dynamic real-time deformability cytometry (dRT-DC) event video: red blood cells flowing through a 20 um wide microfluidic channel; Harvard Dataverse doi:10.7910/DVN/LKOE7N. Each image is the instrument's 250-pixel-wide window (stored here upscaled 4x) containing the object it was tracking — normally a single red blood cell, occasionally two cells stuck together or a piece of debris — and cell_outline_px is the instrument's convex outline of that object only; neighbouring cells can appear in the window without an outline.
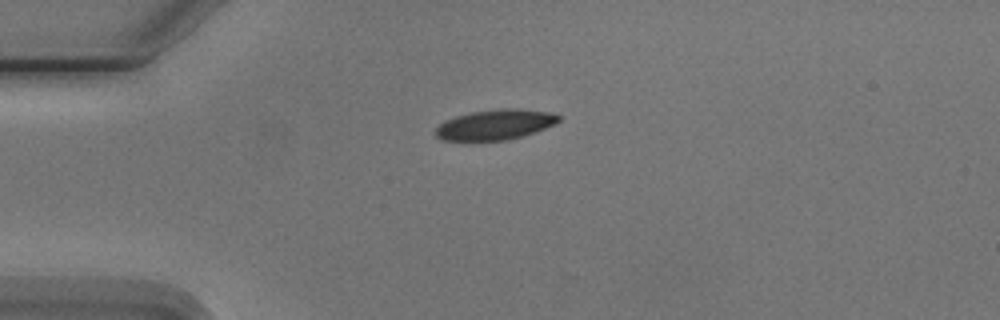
{"species": "Egyptian fruit bat (a non-hibernating species)", "species_latin": "Rousettus aegyptiacus", "temperature_condition": "cold", "stored_images_in_passage": 8, "camera_frame_rate_fps": 3000, "um_per_image_px": 0.085, "animal": {"sex": "male"}, "frame": {"image": 1, "passage_image": 1, "time_ms": 0.0, "image_size_px": [1000, 320], "cell_outline_px": [[560, 120], [556, 124], [508, 140], [440, 140], [436, 136], [436, 128], [444, 120], [456, 116], [472, 112], [500, 108], [520, 108], [552, 112], [560, 116]], "centroid_in_image_um": [42.1, 10.57], "position_along_channel_um": 42.9, "area_um2": 21.62}}
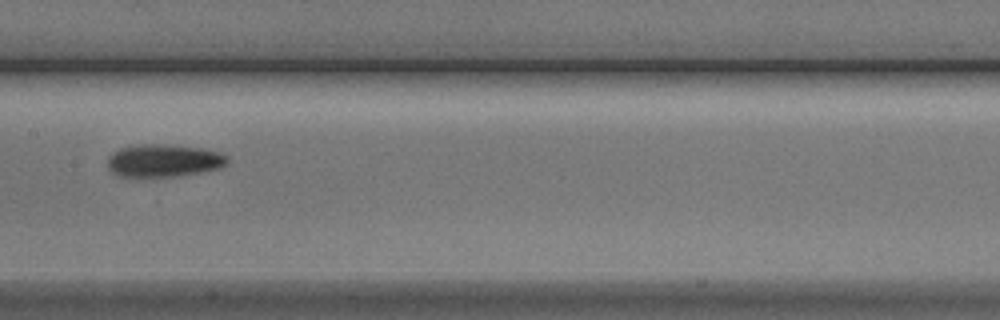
{"frame": {"image": 2, "passage_image": 5, "time_ms": 4.667, "image_size_px": [1000, 320], "cell_outline_px": [[228, 160], [220, 168], [180, 176], [120, 176], [112, 172], [108, 168], [108, 156], [112, 152], [120, 148], [136, 144], [164, 144], [200, 148], [220, 152], [228, 156]], "centroid_in_image_um": [13.9, 13.64], "position_along_channel_um": 193.5, "area_um2": 22.77}}
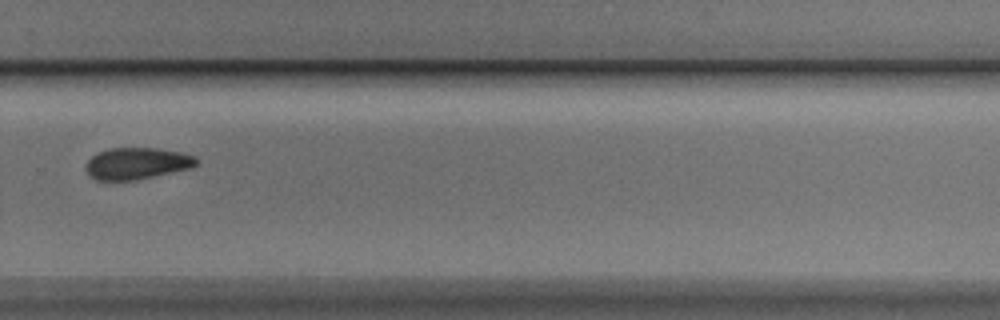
{"frame": {"image": 3, "passage_image": 8, "time_ms": 8.0, "image_size_px": [1000, 320], "cell_outline_px": [[196, 164], [192, 168], [136, 180], [96, 180], [88, 176], [84, 168], [84, 164], [96, 152], [112, 148], [156, 148], [180, 152], [196, 156]], "centroid_in_image_um": [11.59, 13.9], "position_along_channel_um": 318.2, "area_um2": 20.58}}